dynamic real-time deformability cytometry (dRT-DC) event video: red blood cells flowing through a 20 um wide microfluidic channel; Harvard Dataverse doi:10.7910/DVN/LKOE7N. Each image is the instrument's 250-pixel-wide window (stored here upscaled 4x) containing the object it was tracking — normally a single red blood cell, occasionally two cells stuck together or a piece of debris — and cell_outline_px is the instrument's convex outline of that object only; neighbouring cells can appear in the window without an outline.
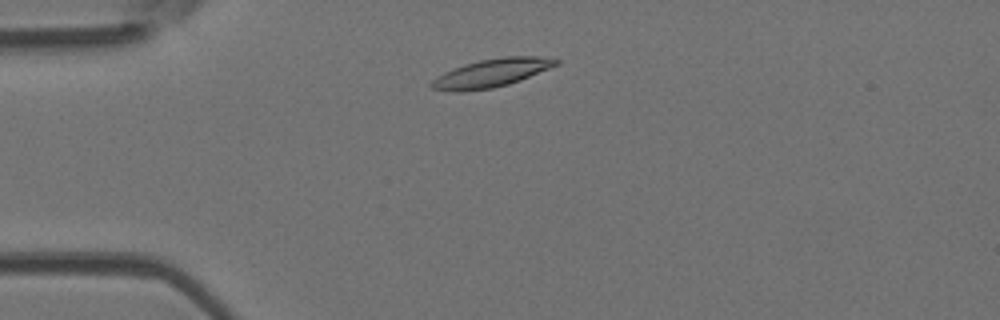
{"species": "Egyptian fruit bat (a non-hibernating species)", "species_latin": "Rousettus aegyptiacus", "temperature_condition": "room temperature", "stored_images_in_passage": 45, "camera_frame_rate_fps": 3000, "um_per_image_px": 0.085, "animal": {"sex": "female"}, "frame": {"image": 1, "passage_image": 6, "time_ms": 1.667, "image_size_px": [1000, 320], "cell_outline_px": [[560, 64], [520, 80], [508, 84], [492, 88], [460, 92], [456, 92], [432, 88], [428, 84], [432, 80], [444, 72], [464, 64], [480, 60], [504, 56], [556, 56], [560, 60]], "centroid_in_image_um": [41.84, 6.18], "position_along_channel_um": 43.2, "area_um2": 20.69}}
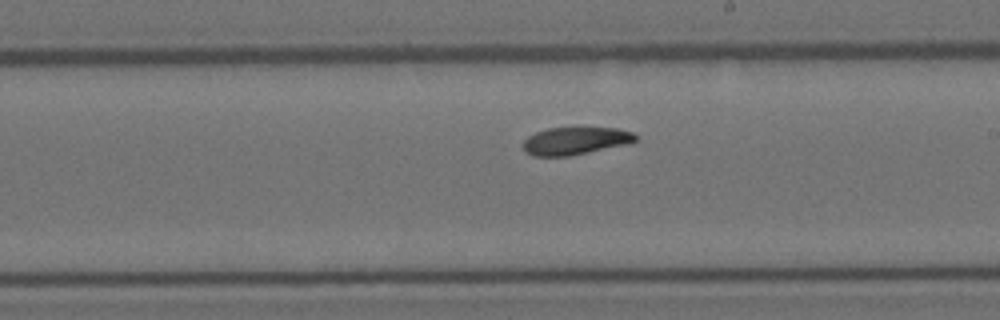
{"frame": {"image": 2, "passage_image": 23, "time_ms": 7.333, "image_size_px": [1000, 320], "cell_outline_px": [[640, 140], [628, 144], [568, 156], [532, 156], [524, 152], [524, 140], [528, 136], [536, 132], [548, 128], [616, 128], [632, 132]], "centroid_in_image_um": [48.91, 11.98], "position_along_channel_um": 240.1, "area_um2": 18.03}}
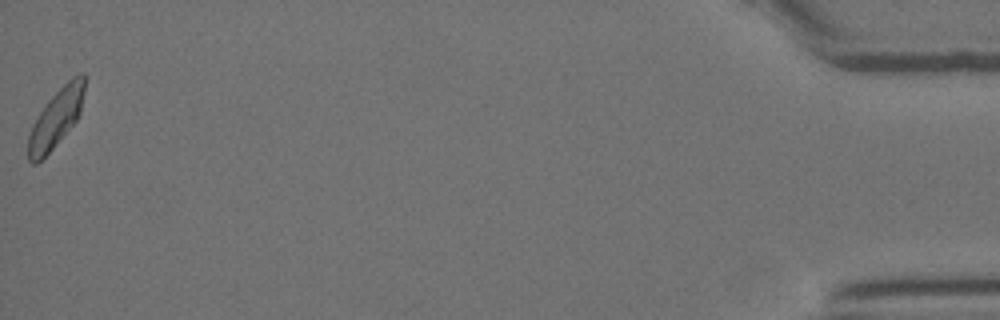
{"frame": {"image": 3, "passage_image": 45, "time_ms": 14.667, "image_size_px": [1000, 320], "cell_outline_px": [[88, 76], [80, 112], [76, 120], [52, 148], [36, 164], [32, 164], [28, 160], [28, 136], [32, 124], [48, 100], [72, 76], [80, 72], [84, 72]], "centroid_in_image_um": [4.8, 9.97], "position_along_channel_um": 430.4, "area_um2": 19.02}, "authors_computed_cell_mechanics": {"area_um2": 19.0162, "velocity_mm_per_s": 3.9074, "shape_relaxation_time_tau1_ms": 5.2284, "shape_relaxation_time_tau2_ms": 2.6164, "deformation_change_tau1": 0.1528, "deformation_change_tau2": 0.0697}}